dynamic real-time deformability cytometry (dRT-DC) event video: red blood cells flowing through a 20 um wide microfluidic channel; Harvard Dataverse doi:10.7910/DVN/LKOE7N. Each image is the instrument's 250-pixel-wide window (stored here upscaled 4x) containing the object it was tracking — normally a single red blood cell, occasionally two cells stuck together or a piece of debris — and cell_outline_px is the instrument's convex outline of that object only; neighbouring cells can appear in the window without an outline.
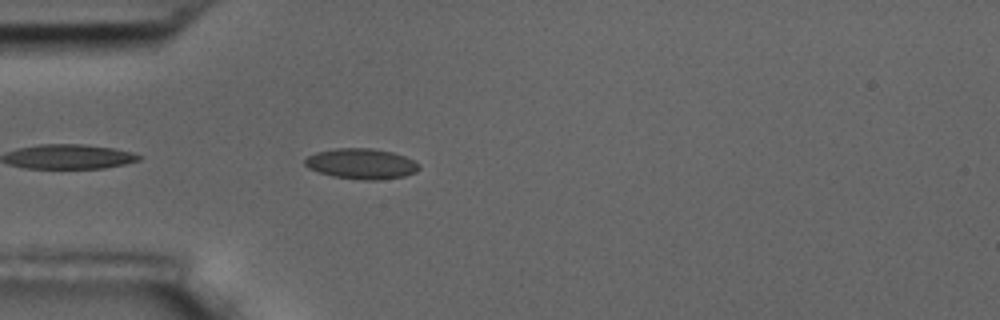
{"species": "common noctule bat (a hibernating species)", "species_latin": "Nyctalus noctula", "temperature_condition": "room temperature", "stored_images_in_passage": 5, "camera_frame_rate_fps": 3000, "um_per_image_px": 0.085, "animal": {"sex": "male", "body_mass_g": 17.5, "forearm_length_mm": 52.3}, "frame": {"image": 1, "passage_image": 5, "time_ms": 4.667, "image_size_px": [1000, 320], "cell_outline_px": [[420, 168], [416, 172], [404, 176], [376, 180], [364, 180], [332, 176], [308, 168], [304, 164], [304, 160], [308, 156], [316, 152], [336, 148], [372, 148], [392, 152], [404, 156], [420, 164]], "centroid_in_image_um": [30.71, 13.91], "position_along_channel_um": 54.3, "area_um2": 20.23}}